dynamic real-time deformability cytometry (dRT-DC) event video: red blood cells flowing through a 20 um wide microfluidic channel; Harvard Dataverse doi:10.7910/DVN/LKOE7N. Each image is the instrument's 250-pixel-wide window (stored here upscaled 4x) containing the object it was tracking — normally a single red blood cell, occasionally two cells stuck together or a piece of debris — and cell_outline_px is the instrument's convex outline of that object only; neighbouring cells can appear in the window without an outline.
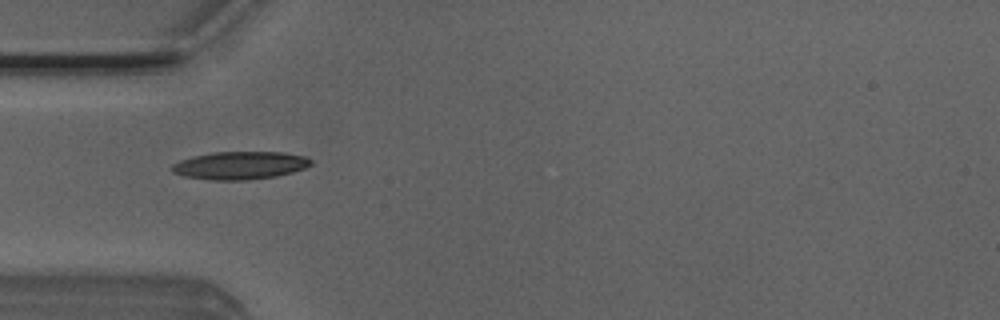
{"species": "Egyptian fruit bat (a non-hibernating species)", "species_latin": "Rousettus aegyptiacus", "temperature_condition": "room temperature", "stored_images_in_passage": 3, "camera_frame_rate_fps": 3000, "um_per_image_px": 0.085, "animal": {"sex": "male"}, "frame": {"image": 1, "passage_image": 1, "time_ms": 0.0, "image_size_px": [1000, 320], "cell_outline_px": [[312, 164], [304, 168], [292, 172], [276, 176], [244, 180], [212, 180], [184, 176], [172, 172], [172, 164], [180, 160], [192, 156], [212, 152], [284, 152], [304, 156], [312, 160]], "centroid_in_image_um": [20.39, 14.05], "position_along_channel_um": 64.6, "area_um2": 22.54}}